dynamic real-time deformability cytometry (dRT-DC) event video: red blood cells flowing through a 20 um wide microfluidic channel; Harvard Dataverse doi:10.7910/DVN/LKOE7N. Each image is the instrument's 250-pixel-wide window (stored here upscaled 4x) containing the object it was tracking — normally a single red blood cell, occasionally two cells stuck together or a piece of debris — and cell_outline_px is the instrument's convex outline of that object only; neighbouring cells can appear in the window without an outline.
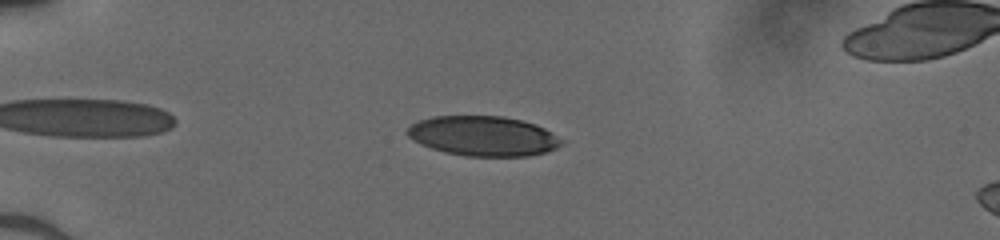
{"species": "human", "species_latin": "Homo sapiens", "temperature_condition": "cold", "stored_images_in_passage": 33, "camera_frame_rate_fps": 3000, "um_per_image_px": 0.085, "donor": {"sex": "male"}, "frame": {"image": 1, "passage_image": 1, "time_ms": 0.0, "image_size_px": [1000, 240], "cell_outline_px": [[564, 140], [556, 148], [544, 152], [528, 156], [464, 156], [444, 152], [420, 144], [412, 140], [408, 136], [408, 128], [412, 124], [420, 120], [432, 116], [504, 116], [536, 124], [544, 128]], "centroid_in_image_um": [41.06, 11.56], "position_along_channel_um": 43.9, "area_um2": 35.72}}
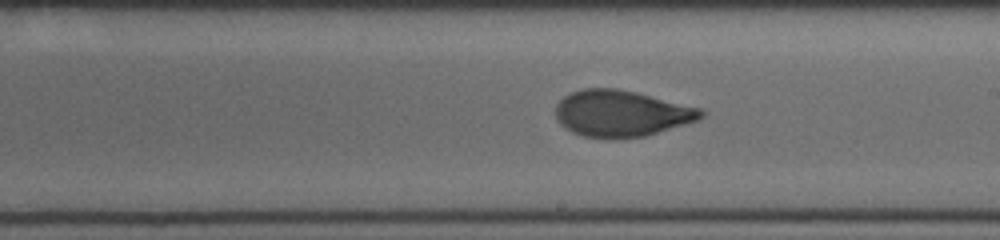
{"frame": {"image": 2, "passage_image": 18, "time_ms": 5.667, "image_size_px": [1000, 240], "cell_outline_px": [[708, 112], [704, 116], [696, 120], [684, 124], [644, 136], [608, 140], [584, 136], [572, 132], [564, 128], [556, 120], [556, 104], [564, 96], [572, 92], [584, 88], [616, 88], [636, 92], [700, 108]], "centroid_in_image_um": [52.77, 9.65], "position_along_channel_um": 236.2, "area_um2": 39.42}}
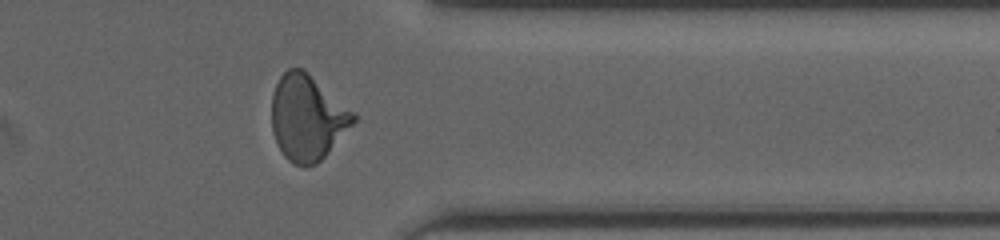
{"frame": {"image": 3, "passage_image": 29, "time_ms": 9.333, "image_size_px": [1000, 240], "cell_outline_px": [[360, 116], [324, 156], [316, 164], [304, 168], [288, 160], [284, 156], [272, 132], [272, 92], [280, 76], [288, 68], [304, 68], [356, 112]], "centroid_in_image_um": [26.14, 9.97], "position_along_channel_um": 385.3, "area_um2": 41.04}}